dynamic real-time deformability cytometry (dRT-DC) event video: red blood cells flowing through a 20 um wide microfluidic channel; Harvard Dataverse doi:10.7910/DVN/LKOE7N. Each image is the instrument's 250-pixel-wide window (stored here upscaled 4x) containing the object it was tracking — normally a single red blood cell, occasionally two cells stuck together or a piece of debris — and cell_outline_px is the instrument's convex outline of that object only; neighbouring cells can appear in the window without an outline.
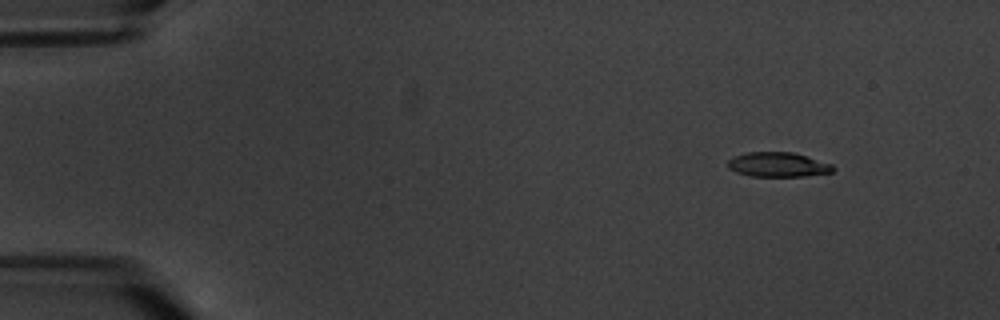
{"species": "common noctule bat (a hibernating species)", "species_latin": "Nyctalus noctula", "temperature_condition": "warm", "stored_images_in_passage": 5, "camera_frame_rate_fps": 3000, "um_per_image_px": 0.085, "animal": {"sex": "male", "body_mass_g": 20.1, "forearm_length_mm": 53.5}, "frame": {"image": 1, "passage_image": 2, "time_ms": 1.0, "image_size_px": [1000, 320], "cell_outline_px": [[836, 168], [832, 172], [804, 176], [748, 176], [736, 172], [728, 168], [728, 160], [732, 156], [748, 152], [792, 152], [832, 164]], "centroid_in_image_um": [66.1, 13.99], "position_along_channel_um": 18.9, "area_um2": 15.09}}
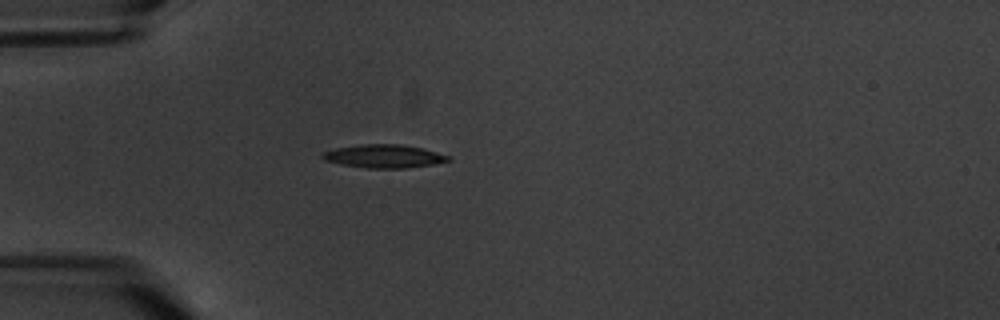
{"frame": {"image": 2, "passage_image": 5, "time_ms": 4.667, "image_size_px": [1000, 320], "cell_outline_px": [[452, 160], [436, 164], [408, 168], [368, 168], [340, 164], [324, 160], [320, 156], [324, 152], [336, 148], [360, 144], [400, 144], [420, 148], [452, 156]], "centroid_in_image_um": [32.67, 13.28], "position_along_channel_um": 52.3, "area_um2": 17.11}}